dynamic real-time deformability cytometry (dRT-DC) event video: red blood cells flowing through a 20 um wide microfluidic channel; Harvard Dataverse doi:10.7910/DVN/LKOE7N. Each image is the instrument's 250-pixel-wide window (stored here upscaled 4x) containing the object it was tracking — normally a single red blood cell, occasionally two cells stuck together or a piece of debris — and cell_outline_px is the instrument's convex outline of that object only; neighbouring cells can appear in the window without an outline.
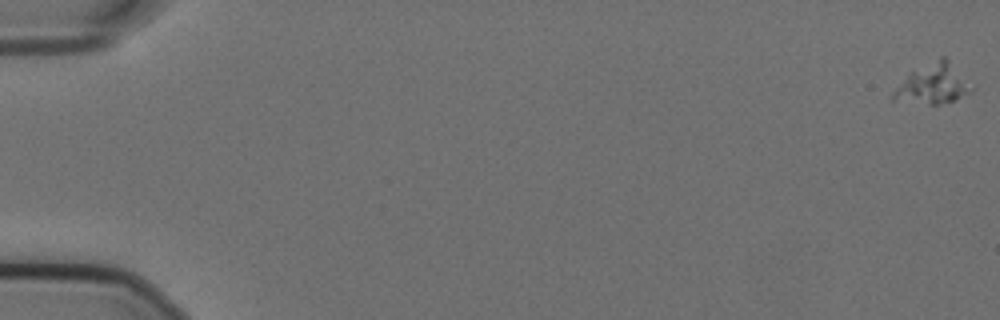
{"species": "Egyptian fruit bat (a non-hibernating species)", "species_latin": "Rousettus aegyptiacus", "temperature_condition": "cold", "stored_images_in_passage": 3, "camera_frame_rate_fps": 3000, "um_per_image_px": 0.085, "animal": {"sex": "female"}, "frame": {"image": 1, "passage_image": 1, "time_ms": 0.0, "image_size_px": [1000, 320], "cell_outline_px": [[976, 88], [972, 92], [952, 100], [940, 104], [932, 104], [892, 100], [892, 92], [908, 72], [940, 56], [944, 56]], "centroid_in_image_um": [79.3, 7.12], "position_along_channel_um": 5.7, "area_um2": 18.26}}